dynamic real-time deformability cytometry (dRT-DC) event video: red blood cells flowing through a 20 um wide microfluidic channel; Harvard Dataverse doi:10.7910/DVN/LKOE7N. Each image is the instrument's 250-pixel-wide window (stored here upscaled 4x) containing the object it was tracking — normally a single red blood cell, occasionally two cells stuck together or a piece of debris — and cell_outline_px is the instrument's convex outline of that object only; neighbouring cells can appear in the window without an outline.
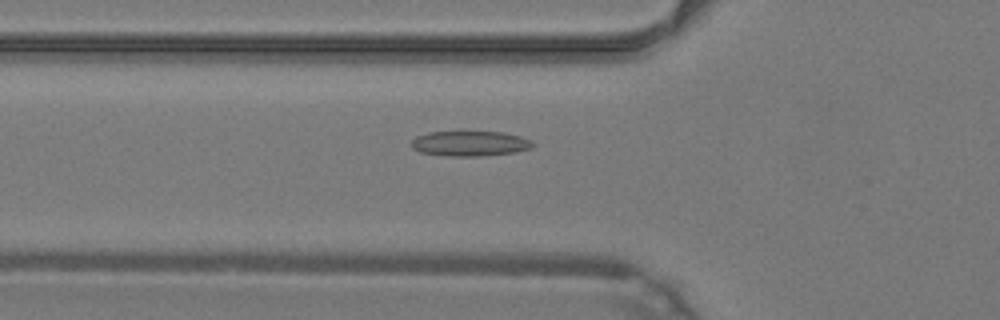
{"species": "common noctule bat (a hibernating species)", "species_latin": "Nyctalus noctula", "temperature_condition": "warm", "stored_images_in_passage": 48, "camera_frame_rate_fps": 3000, "um_per_image_px": 0.085, "animal": {"sex": "male", "body_mass_g": 19.2, "forearm_length_mm": 51.8}, "frame": {"image": 1, "passage_image": 17, "time_ms": 5.333, "image_size_px": [1000, 320], "cell_outline_px": [[536, 144], [532, 148], [516, 152], [480, 156], [444, 156], [420, 152], [412, 148], [412, 140], [416, 136], [428, 132], [504, 132], [520, 136], [532, 140]], "centroid_in_image_um": [39.97, 12.2], "position_along_channel_um": 85.8, "area_um2": 17.92}}
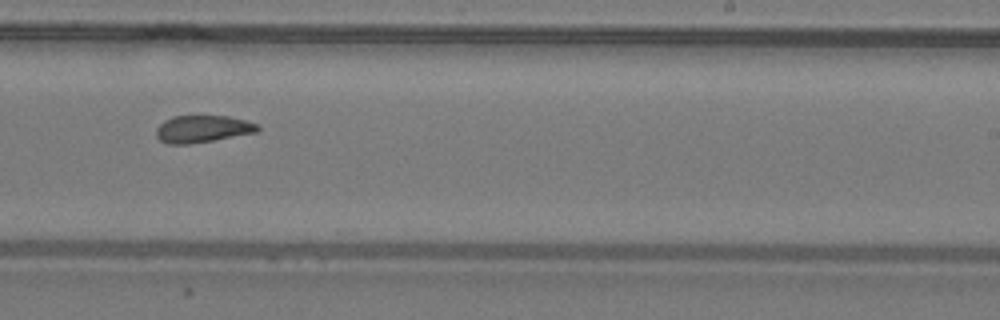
{"frame": {"image": 2, "passage_image": 30, "time_ms": 9.667, "image_size_px": [1000, 320], "cell_outline_px": [[260, 128], [256, 132], [192, 144], [168, 144], [160, 140], [156, 136], [156, 128], [164, 120], [172, 116], [228, 116], [260, 124]], "centroid_in_image_um": [17.2, 10.96], "position_along_channel_um": 271.8, "area_um2": 16.07}}
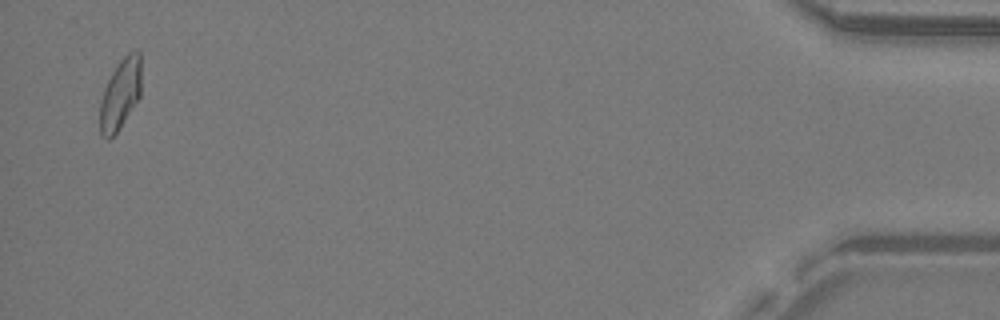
{"frame": {"image": 3, "passage_image": 47, "time_ms": 15.333, "image_size_px": [1000, 320], "cell_outline_px": [[140, 96], [120, 128], [108, 140], [100, 136], [100, 104], [104, 88], [112, 72], [120, 60], [128, 52], [136, 48], [140, 52]], "centroid_in_image_um": [10.22, 7.99], "position_along_channel_um": 425.0, "area_um2": 16.99}, "authors_computed_cell_mechanics": {"area_um2": 17.051, "velocity_mm_per_s": 4.2768, "shape_relaxation_time_tau1_ms": 10.6746, "shape_relaxation_time_tau2_ms": 3.4175, "deformation_change_tau1": 0.2358, "deformation_change_tau2": 0.0947}}